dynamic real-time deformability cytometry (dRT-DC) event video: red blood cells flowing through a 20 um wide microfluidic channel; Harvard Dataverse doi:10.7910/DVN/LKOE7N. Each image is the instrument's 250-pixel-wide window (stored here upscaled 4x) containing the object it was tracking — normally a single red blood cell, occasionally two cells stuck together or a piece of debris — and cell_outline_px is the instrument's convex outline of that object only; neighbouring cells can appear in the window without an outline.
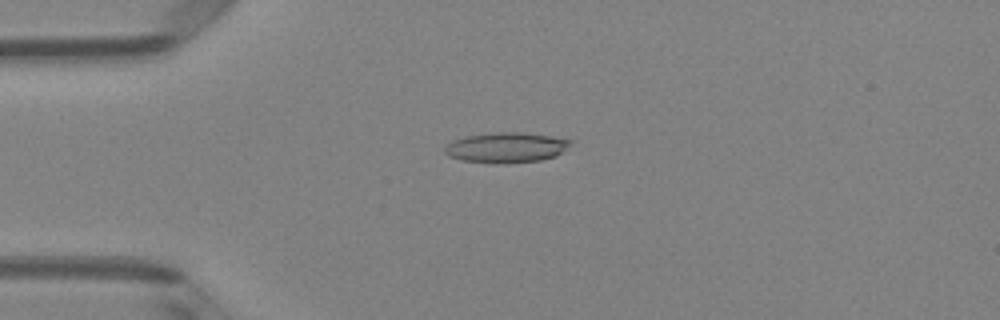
{"species": "Egyptian fruit bat (a non-hibernating species)", "species_latin": "Rousettus aegyptiacus", "temperature_condition": "room temperature", "stored_images_in_passage": 44, "camera_frame_rate_fps": 3000, "um_per_image_px": 0.085, "animal": {"sex": "female"}, "frame": {"image": 1, "passage_image": 6, "time_ms": 1.667, "image_size_px": [1000, 320], "cell_outline_px": [[572, 144], [556, 156], [540, 160], [504, 164], [492, 164], [460, 160], [448, 156], [444, 152], [444, 148], [452, 140], [464, 136], [496, 132], [520, 132], [552, 136], [572, 140]], "centroid_in_image_um": [43.0, 12.55], "position_along_channel_um": 42.0, "area_um2": 22.48}}
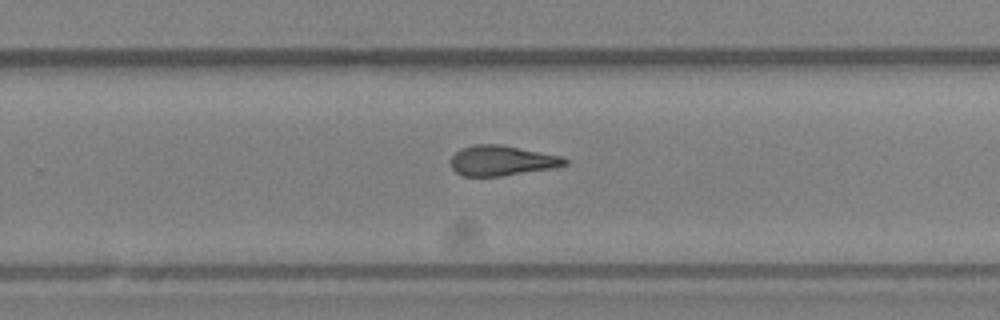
{"frame": {"image": 2, "passage_image": 26, "time_ms": 8.333, "image_size_px": [1000, 320], "cell_outline_px": [[568, 164], [552, 168], [504, 176], [464, 176], [456, 172], [452, 168], [452, 156], [460, 148], [476, 144], [500, 144], [564, 156], [568, 160]], "centroid_in_image_um": [42.69, 13.64], "position_along_channel_um": 287.1, "area_um2": 20.11}}
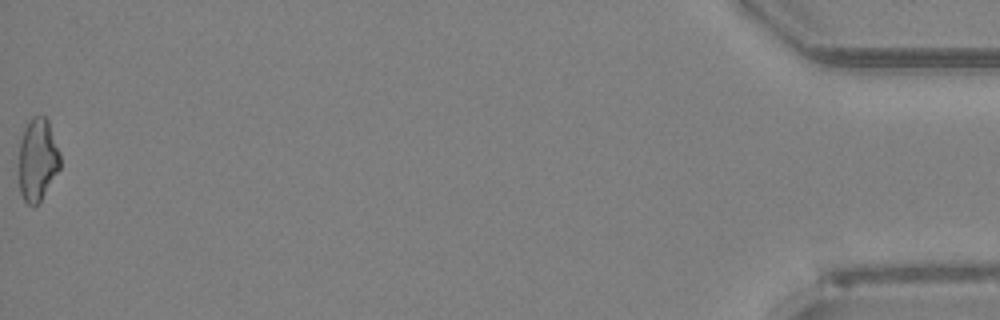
{"frame": {"image": 3, "passage_image": 44, "time_ms": 14.333, "image_size_px": [1000, 320], "cell_outline_px": [[60, 168], [40, 200], [36, 204], [28, 204], [24, 200], [20, 192], [20, 140], [24, 128], [32, 116], [44, 116], [48, 120], [60, 152]], "centroid_in_image_um": [3.21, 13.53], "position_along_channel_um": 432.0, "area_um2": 19.54}, "authors_computed_cell_mechanics": {"area_um2": 20.4034, "velocity_mm_per_s": 4.0673, "shape_relaxation_time_tau1_ms": 5.5489, "shape_relaxation_time_tau2_ms": 2.1717, "deformation_change_tau1": 0.1862, "deformation_change_tau2": 0.1233}}